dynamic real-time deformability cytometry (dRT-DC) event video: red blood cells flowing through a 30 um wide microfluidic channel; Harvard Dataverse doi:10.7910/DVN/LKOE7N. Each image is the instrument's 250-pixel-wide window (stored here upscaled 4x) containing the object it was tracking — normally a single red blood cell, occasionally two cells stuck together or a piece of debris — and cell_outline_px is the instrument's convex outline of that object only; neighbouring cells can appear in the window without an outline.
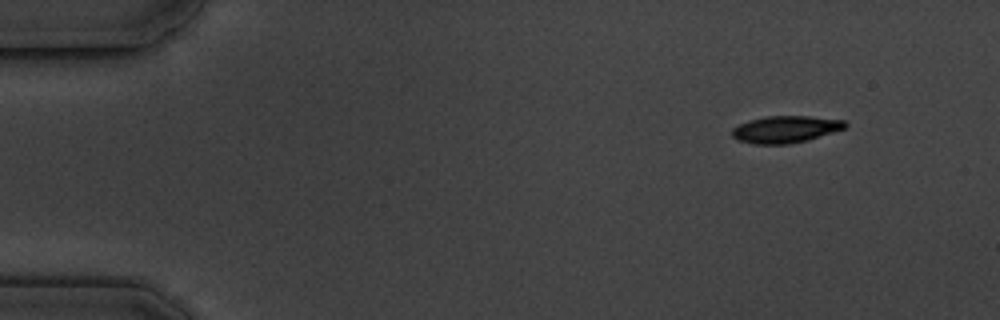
{"species": "common noctule bat (a hibernating species)", "species_latin": "Nyctalus noctula", "temperature_condition": "cold", "stored_images_in_passage": 14, "camera_frame_rate_fps": 3000, "um_per_image_px": 0.085, "animal": {"sex": "male", "body_mass_g": 19.5, "forearm_length_mm": 54.6}, "frame": {"image": 1, "passage_image": 1, "time_ms": 0.0, "image_size_px": [1000, 320], "cell_outline_px": [[848, 124], [844, 128], [808, 140], [788, 144], [756, 144], [736, 140], [732, 136], [732, 128], [748, 120], [768, 116], [808, 116], [844, 120]], "centroid_in_image_um": [66.74, 10.99], "position_along_channel_um": 18.3, "area_um2": 17.69}}
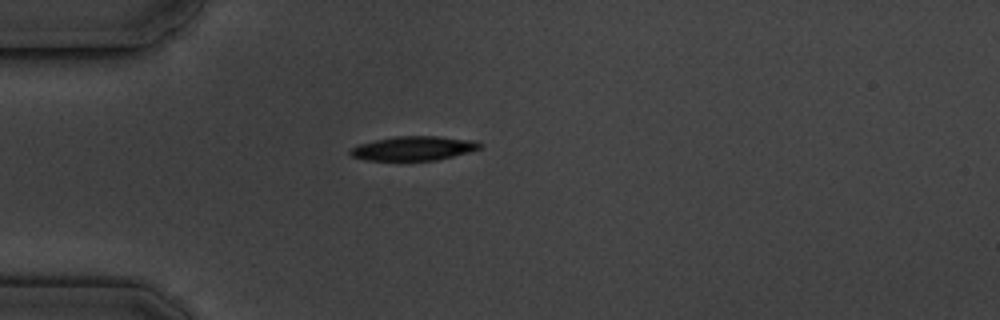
{"frame": {"image": 2, "passage_image": 3, "time_ms": 3.333, "image_size_px": [1000, 320], "cell_outline_px": [[484, 144], [480, 148], [468, 152], [436, 160], [364, 160], [352, 156], [348, 152], [352, 148], [360, 144], [376, 140], [396, 136], [436, 136], [476, 140]], "centroid_in_image_um": [35.18, 12.6], "position_along_channel_um": 49.8, "area_um2": 18.15}}
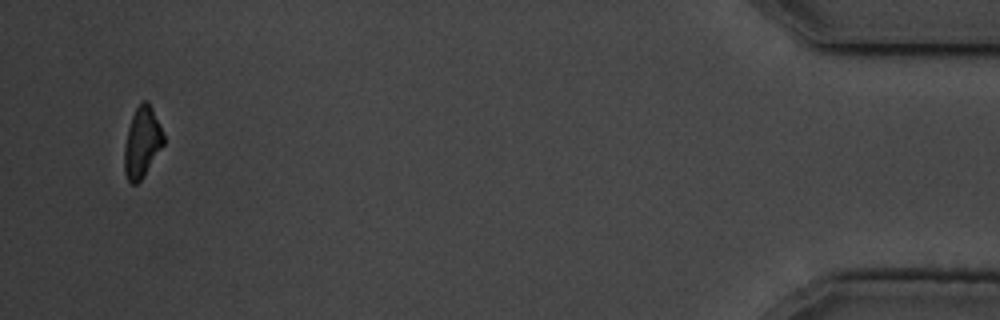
{"frame": {"image": 3, "passage_image": 14, "time_ms": 16.667, "image_size_px": [1000, 320], "cell_outline_px": [[164, 144], [144, 176], [136, 184], [132, 184], [128, 180], [124, 172], [124, 148], [128, 128], [132, 116], [136, 108], [144, 100], [148, 100], [152, 108], [164, 136]], "centroid_in_image_um": [12.07, 12.12], "position_along_channel_um": 423.1, "area_um2": 15.95}, "authors_computed_cell_mechanics": {"area_um2": 18.4093, "velocity_mm_per_s": 3.4814, "shape_relaxation_time_tau1_ms": 2.7016, "shape_relaxation_time_tau2_ms": null, "deformation_change_tau1": 0.0823, "deformation_change_tau2": null}}